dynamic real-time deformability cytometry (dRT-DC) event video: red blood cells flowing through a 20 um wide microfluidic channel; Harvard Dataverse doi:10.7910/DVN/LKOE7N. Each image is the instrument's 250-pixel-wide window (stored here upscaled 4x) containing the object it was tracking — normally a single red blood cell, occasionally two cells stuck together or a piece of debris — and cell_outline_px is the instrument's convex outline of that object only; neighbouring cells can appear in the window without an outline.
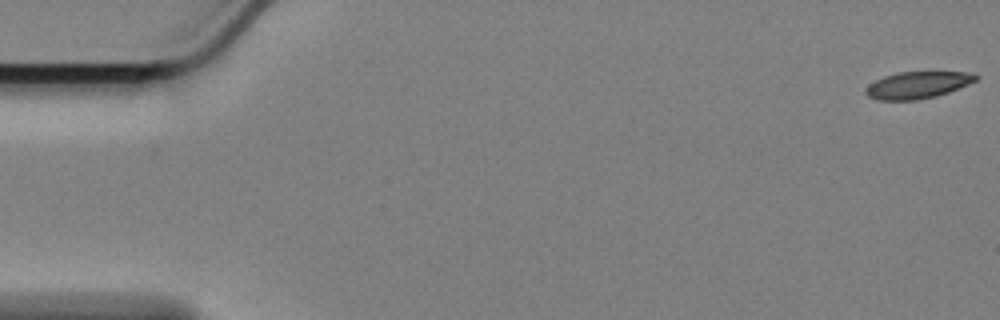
{"species": "Egyptian fruit bat (a non-hibernating species)", "species_latin": "Rousettus aegyptiacus", "temperature_condition": "cold", "stored_images_in_passage": 61, "camera_frame_rate_fps": 3000, "um_per_image_px": 0.085, "animal": {"sex": "female"}, "frame": {"image": 1, "passage_image": 1, "time_ms": 0.0, "image_size_px": [1000, 320], "cell_outline_px": [[980, 76], [976, 80], [968, 84], [948, 92], [936, 96], [916, 100], [876, 100], [868, 96], [864, 92], [868, 84], [884, 76], [896, 72], [972, 72]], "centroid_in_image_um": [77.98, 7.22], "position_along_channel_um": 7.0, "area_um2": 17.28}}
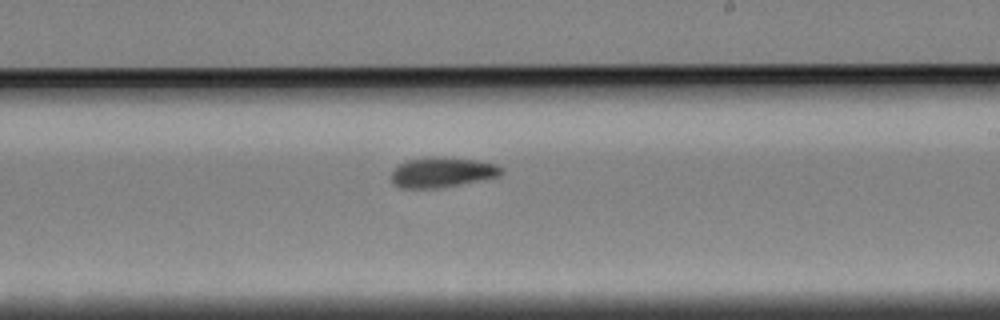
{"frame": {"image": 2, "passage_image": 35, "time_ms": 11.333, "image_size_px": [1000, 320], "cell_outline_px": [[504, 172], [500, 176], [460, 184], [436, 188], [400, 188], [392, 184], [392, 172], [400, 164], [408, 160], [428, 156], [440, 156], [476, 160], [496, 164], [504, 168]], "centroid_in_image_um": [37.6, 14.63], "position_along_channel_um": 251.4, "area_um2": 19.42}}
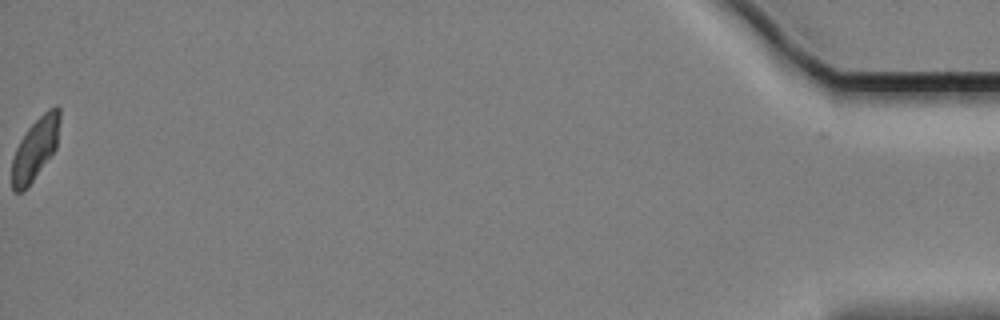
{"frame": {"image": 3, "passage_image": 60, "time_ms": 19.667, "image_size_px": [1000, 320], "cell_outline_px": [[60, 120], [56, 148], [32, 180], [20, 192], [12, 192], [12, 160], [16, 148], [20, 140], [28, 128], [48, 108], [56, 104], [60, 108]], "centroid_in_image_um": [3.0, 12.59], "position_along_channel_um": 432.2, "area_um2": 16.94}, "authors_computed_cell_mechanics": {"area_um2": 18.8428, "velocity_mm_per_s": 3.3709, "shape_relaxation_time_tau1_ms": null, "shape_relaxation_time_tau2_ms": 6.6284, "deformation_change_tau1": null, "deformation_change_tau2": 0.1129}}